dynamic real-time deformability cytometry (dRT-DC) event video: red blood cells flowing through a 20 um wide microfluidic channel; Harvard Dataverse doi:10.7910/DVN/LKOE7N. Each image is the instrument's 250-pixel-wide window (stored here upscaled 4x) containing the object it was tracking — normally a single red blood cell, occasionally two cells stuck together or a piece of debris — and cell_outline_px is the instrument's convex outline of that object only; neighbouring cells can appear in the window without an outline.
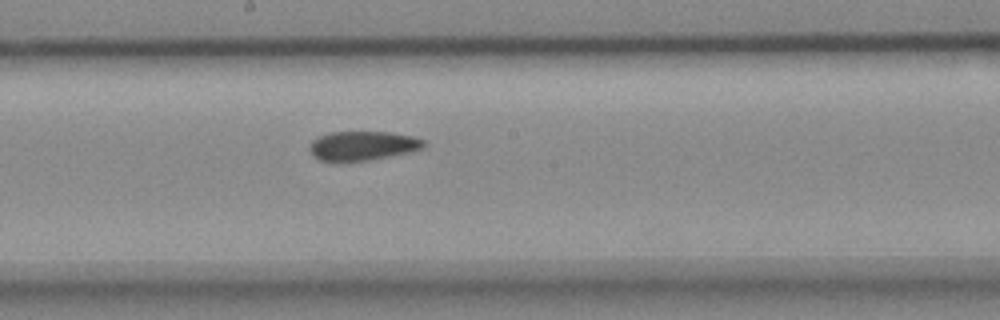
{"species": "common noctule bat (a hibernating species)", "species_latin": "Nyctalus noctula", "temperature_condition": "cold", "stored_images_in_passage": 8, "camera_frame_rate_fps": 3000, "um_per_image_px": 0.085, "animal": {"sex": "female", "body_mass_g": 18.4}, "frame": {"image": 1, "passage_image": 8, "time_ms": 2.333, "image_size_px": [1000, 320], "cell_outline_px": [[428, 144], [424, 148], [408, 152], [368, 160], [320, 160], [308, 148], [312, 140], [320, 136], [332, 132], [388, 132], [412, 136], [424, 140]], "centroid_in_image_um": [30.87, 12.36], "position_along_channel_um": 217.3, "area_um2": 19.02}}